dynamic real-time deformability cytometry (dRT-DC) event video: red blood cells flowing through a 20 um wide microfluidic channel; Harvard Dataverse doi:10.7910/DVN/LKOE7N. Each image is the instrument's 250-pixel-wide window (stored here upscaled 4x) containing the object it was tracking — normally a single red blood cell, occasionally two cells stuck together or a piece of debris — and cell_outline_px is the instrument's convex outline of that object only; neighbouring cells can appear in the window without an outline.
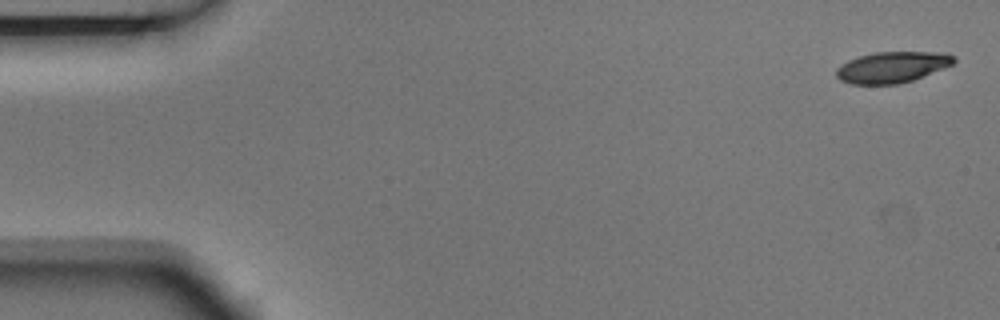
{"species": "Egyptian fruit bat (a non-hibernating species)", "species_latin": "Rousettus aegyptiacus", "temperature_condition": "room temperature", "stored_images_in_passage": 6, "segment_of_instrument_passage": [1, 2], "camera_frame_rate_fps": 3000, "um_per_image_px": 0.085, "animal": {"sex": "male"}, "frame": {"image": 1, "passage_image": 1, "time_ms": 0.0, "image_size_px": [1000, 320], "cell_outline_px": [[956, 60], [952, 64], [944, 68], [912, 80], [896, 84], [852, 84], [840, 80], [836, 76], [836, 68], [848, 60], [860, 56], [876, 52], [932, 52], [956, 56]], "centroid_in_image_um": [75.81, 5.71], "position_along_channel_um": 9.2, "area_um2": 21.04}}
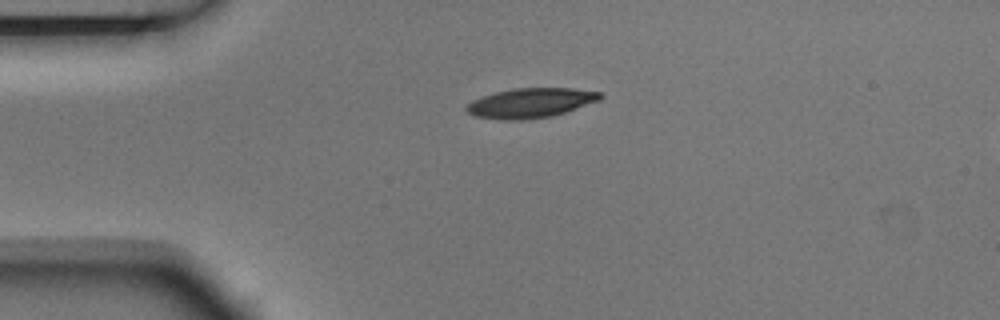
{"frame": {"image": 2, "passage_image": 4, "time_ms": 1.0, "image_size_px": [1000, 320], "cell_outline_px": [[604, 96], [600, 100], [552, 116], [520, 120], [504, 120], [476, 116], [468, 112], [464, 108], [472, 100], [496, 92], [516, 88], [572, 88], [600, 92]], "centroid_in_image_um": [45.11, 8.74], "position_along_channel_um": 39.9, "area_um2": 22.89}}